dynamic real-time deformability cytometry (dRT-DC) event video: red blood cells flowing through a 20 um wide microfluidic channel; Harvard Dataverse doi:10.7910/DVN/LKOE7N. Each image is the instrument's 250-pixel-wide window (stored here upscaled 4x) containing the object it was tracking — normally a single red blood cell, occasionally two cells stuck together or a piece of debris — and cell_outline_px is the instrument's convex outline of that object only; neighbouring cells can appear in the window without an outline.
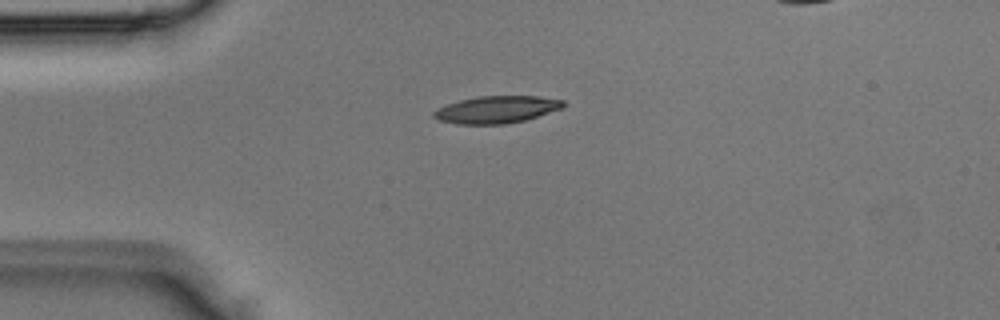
{"species": "Egyptian fruit bat (a non-hibernating species)", "species_latin": "Rousettus aegyptiacus", "temperature_condition": "room temperature", "stored_images_in_passage": 2, "camera_frame_rate_fps": 3000, "um_per_image_px": 0.085, "animal": {"sex": "male"}, "frame": {"image": 1, "passage_image": 1, "time_ms": 0.0, "image_size_px": [1000, 320], "cell_outline_px": [[564, 108], [524, 120], [504, 124], [456, 124], [440, 120], [432, 116], [432, 112], [436, 108], [460, 100], [476, 96], [536, 96], [564, 100]], "centroid_in_image_um": [42.19, 9.31], "position_along_channel_um": 42.8, "area_um2": 20.52}}